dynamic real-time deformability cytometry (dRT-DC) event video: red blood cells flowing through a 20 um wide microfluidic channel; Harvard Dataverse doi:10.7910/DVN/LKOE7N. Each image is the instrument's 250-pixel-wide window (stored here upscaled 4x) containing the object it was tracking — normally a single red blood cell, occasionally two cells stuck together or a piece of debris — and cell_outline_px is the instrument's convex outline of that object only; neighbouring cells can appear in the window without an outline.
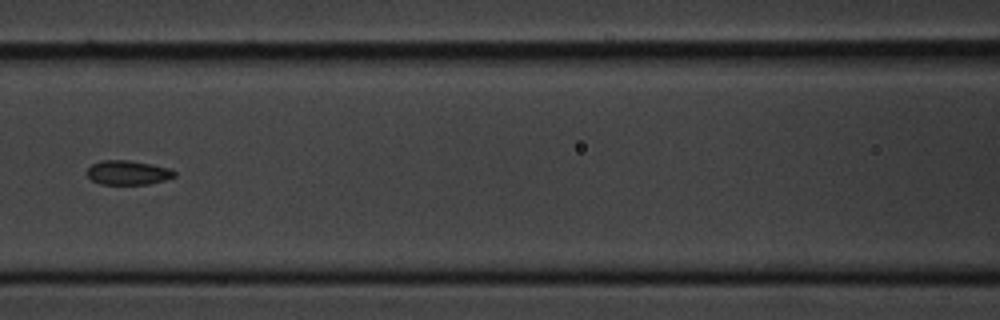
{"species": "common noctule bat (a hibernating species)", "species_latin": "Nyctalus noctula", "temperature_condition": "cold", "stored_images_in_passage": 11, "camera_frame_rate_fps": 3000, "um_per_image_px": 0.085, "animal": {"sex": "male", "body_mass_g": 20.1, "forearm_length_mm": 53.5}, "frame": {"image": 1, "passage_image": 7, "time_ms": 8.0, "image_size_px": [1000, 320], "cell_outline_px": [[176, 176], [164, 180], [148, 184], [100, 184], [92, 180], [88, 176], [88, 168], [92, 164], [100, 160], [128, 160], [152, 164], [168, 168], [176, 172]], "centroid_in_image_um": [10.87, 14.67], "position_along_channel_um": 155.7, "area_um2": 12.31}}
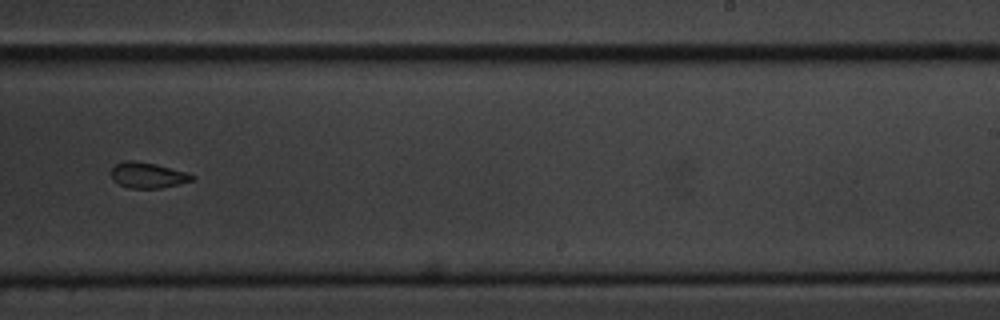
{"frame": {"image": 2, "passage_image": 10, "time_ms": 11.333, "image_size_px": [1000, 320], "cell_outline_px": [[196, 176], [192, 180], [180, 184], [160, 188], [128, 188], [112, 180], [112, 168], [116, 164], [124, 160], [136, 160], [156, 164], [188, 172]], "centroid_in_image_um": [12.57, 14.88], "position_along_channel_um": 276.4, "area_um2": 12.2}}
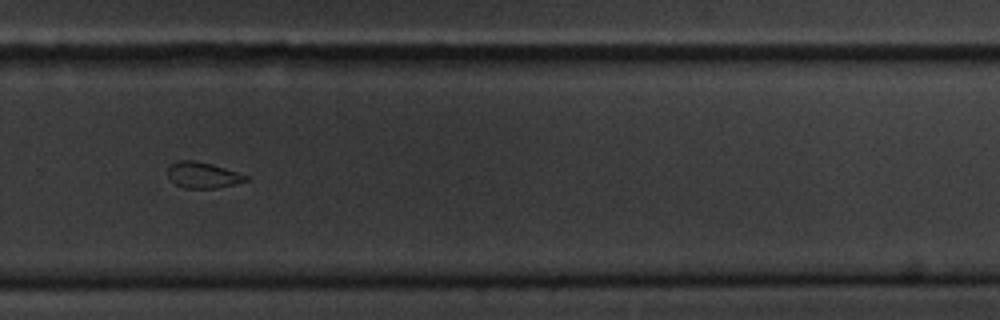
{"frame": {"image": 3, "passage_image": 11, "time_ms": 12.333, "image_size_px": [1000, 320], "cell_outline_px": [[248, 180], [236, 184], [216, 188], [184, 188], [176, 184], [168, 176], [168, 168], [172, 164], [180, 160], [192, 160], [212, 164], [248, 176]], "centroid_in_image_um": [17.25, 14.89], "position_along_channel_um": 312.6, "area_um2": 11.62}}